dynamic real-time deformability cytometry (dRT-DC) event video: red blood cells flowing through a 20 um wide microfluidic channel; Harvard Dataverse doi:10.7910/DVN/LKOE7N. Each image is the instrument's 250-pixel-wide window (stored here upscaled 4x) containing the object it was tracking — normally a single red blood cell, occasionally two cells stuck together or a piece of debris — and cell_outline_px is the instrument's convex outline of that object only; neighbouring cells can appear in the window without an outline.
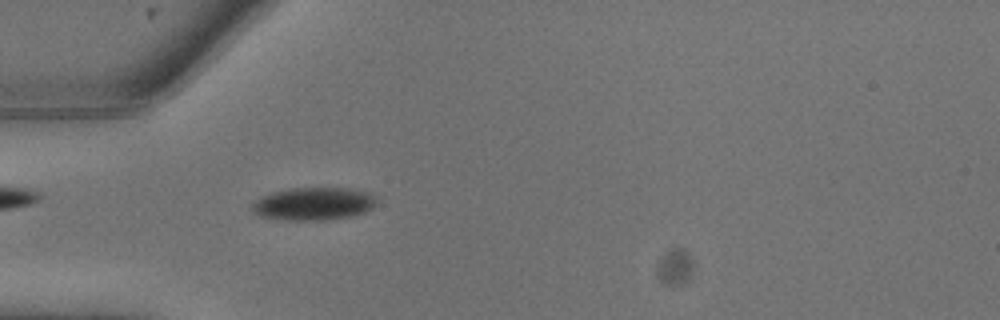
{"species": "common noctule bat (a hibernating species)", "species_latin": "Nyctalus noctula", "temperature_condition": "warm", "stored_images_in_passage": 2, "camera_frame_rate_fps": 3000, "um_per_image_px": 0.085, "animal": {"sex": "male", "body_mass_g": 13.3}, "frame": {"image": 1, "passage_image": 2, "time_ms": 0.333, "image_size_px": [1000, 320], "cell_outline_px": [[376, 204], [372, 208], [364, 212], [352, 216], [324, 220], [280, 220], [260, 216], [252, 208], [252, 204], [256, 200], [272, 192], [288, 188], [348, 188], [372, 192], [376, 196]], "centroid_in_image_um": [26.7, 17.31], "position_along_channel_um": 58.3, "area_um2": 23.93}}